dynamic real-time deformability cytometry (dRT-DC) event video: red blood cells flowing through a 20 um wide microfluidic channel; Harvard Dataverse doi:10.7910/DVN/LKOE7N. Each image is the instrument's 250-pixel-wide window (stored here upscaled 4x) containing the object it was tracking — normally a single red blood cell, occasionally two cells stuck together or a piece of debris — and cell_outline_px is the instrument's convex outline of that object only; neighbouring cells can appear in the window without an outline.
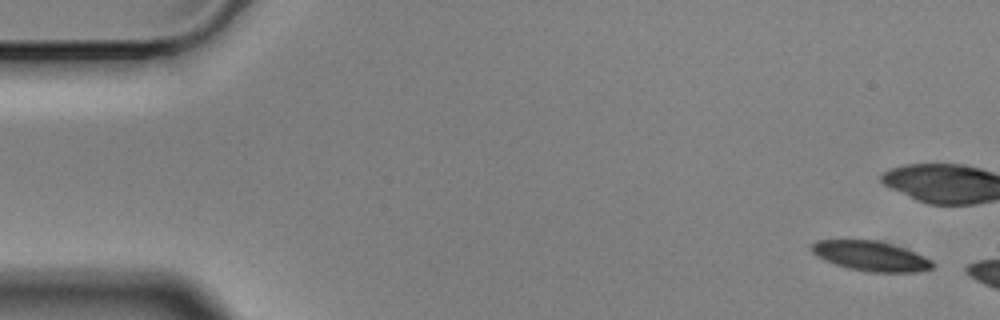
{"species": "Egyptian fruit bat (a non-hibernating species)", "species_latin": "Rousettus aegyptiacus", "temperature_condition": "cold", "stored_images_in_passage": 3, "camera_frame_rate_fps": 3000, "um_per_image_px": 0.085, "animal": {"sex": "male"}, "frame": {"image": 1, "passage_image": 1, "time_ms": 0.0, "image_size_px": [1000, 320], "cell_outline_px": [[936, 264], [932, 268], [916, 272], [868, 272], [848, 268], [836, 264], [816, 256], [808, 248], [816, 240], [876, 240], [892, 244], [916, 252], [932, 260]], "centroid_in_image_um": [74.02, 21.76], "position_along_channel_um": 11.0, "area_um2": 21.15}}